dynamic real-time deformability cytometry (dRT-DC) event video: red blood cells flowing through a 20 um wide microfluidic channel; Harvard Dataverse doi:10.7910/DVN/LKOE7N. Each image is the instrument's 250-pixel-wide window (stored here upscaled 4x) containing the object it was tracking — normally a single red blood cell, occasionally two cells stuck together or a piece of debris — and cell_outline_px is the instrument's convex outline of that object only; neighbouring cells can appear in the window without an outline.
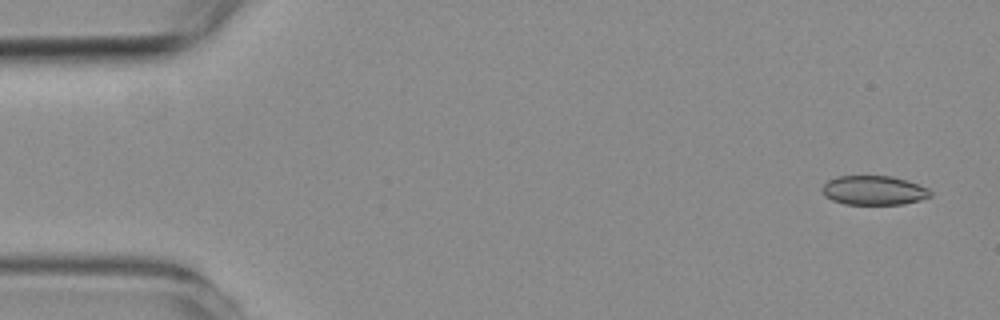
{"species": "common noctule bat (a hibernating species)", "species_latin": "Nyctalus noctula", "temperature_condition": "room temperature", "stored_images_in_passage": 5, "camera_frame_rate_fps": 3000, "um_per_image_px": 0.085, "animal": {"sex": "female", "body_mass_g": 19.3, "forearm_length_mm": 54.1}, "frame": {"image": 1, "passage_image": 1, "time_ms": 0.0, "image_size_px": [1000, 320], "cell_outline_px": [[932, 196], [920, 200], [904, 204], [844, 204], [832, 200], [824, 196], [820, 188], [828, 180], [840, 176], [892, 176], [928, 188], [932, 192]], "centroid_in_image_um": [74.25, 16.19], "position_along_channel_um": 10.7, "area_um2": 18.44}}
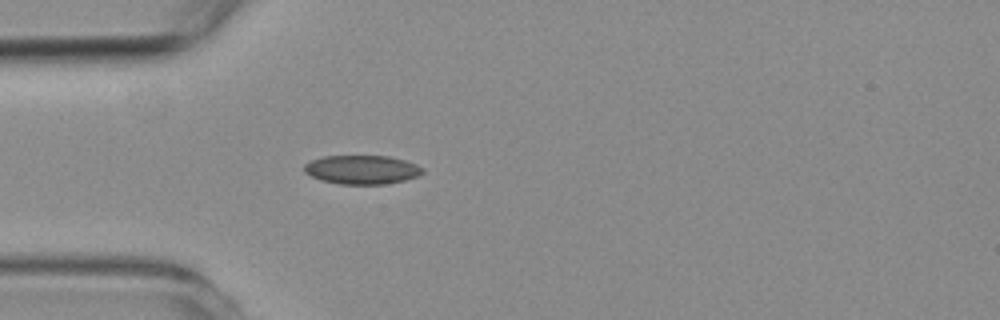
{"frame": {"image": 2, "passage_image": 5, "time_ms": 4.333, "image_size_px": [1000, 320], "cell_outline_px": [[424, 172], [420, 176], [404, 180], [384, 184], [340, 184], [320, 180], [304, 172], [304, 164], [312, 160], [324, 156], [388, 156], [404, 160], [416, 164], [424, 168]], "centroid_in_image_um": [30.78, 14.42], "position_along_channel_um": 54.2, "area_um2": 19.94}}